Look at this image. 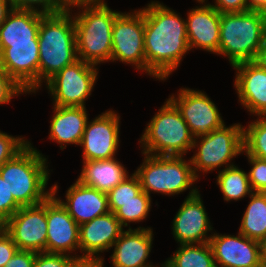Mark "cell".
Wrapping results in <instances>:
<instances>
[{
    "mask_svg": "<svg viewBox=\"0 0 266 267\" xmlns=\"http://www.w3.org/2000/svg\"><path fill=\"white\" fill-rule=\"evenodd\" d=\"M242 154L252 166L248 173L251 188L254 192L266 193V160L248 155L244 150Z\"/></svg>",
    "mask_w": 266,
    "mask_h": 267,
    "instance_id": "1f68e13d",
    "label": "cell"
},
{
    "mask_svg": "<svg viewBox=\"0 0 266 267\" xmlns=\"http://www.w3.org/2000/svg\"><path fill=\"white\" fill-rule=\"evenodd\" d=\"M27 94L2 69H0V105L9 104L11 99Z\"/></svg>",
    "mask_w": 266,
    "mask_h": 267,
    "instance_id": "8d00e7d4",
    "label": "cell"
},
{
    "mask_svg": "<svg viewBox=\"0 0 266 267\" xmlns=\"http://www.w3.org/2000/svg\"><path fill=\"white\" fill-rule=\"evenodd\" d=\"M143 162L134 171L143 191L150 197L151 193L175 196L189 189L187 197L198 192L194 184L198 178L193 172L190 158L186 156H153L146 153Z\"/></svg>",
    "mask_w": 266,
    "mask_h": 267,
    "instance_id": "8992f818",
    "label": "cell"
},
{
    "mask_svg": "<svg viewBox=\"0 0 266 267\" xmlns=\"http://www.w3.org/2000/svg\"><path fill=\"white\" fill-rule=\"evenodd\" d=\"M110 212H113L120 224L131 229L130 223H139L147 219L151 211L152 198L141 190L135 199L128 202H108Z\"/></svg>",
    "mask_w": 266,
    "mask_h": 267,
    "instance_id": "f1b7e54d",
    "label": "cell"
},
{
    "mask_svg": "<svg viewBox=\"0 0 266 267\" xmlns=\"http://www.w3.org/2000/svg\"><path fill=\"white\" fill-rule=\"evenodd\" d=\"M99 67L76 60L57 72L45 84L54 106L86 107L94 91Z\"/></svg>",
    "mask_w": 266,
    "mask_h": 267,
    "instance_id": "9c48e42d",
    "label": "cell"
},
{
    "mask_svg": "<svg viewBox=\"0 0 266 267\" xmlns=\"http://www.w3.org/2000/svg\"><path fill=\"white\" fill-rule=\"evenodd\" d=\"M80 175L76 180L87 187L108 193L121 183L129 172L116 157L107 160L83 161Z\"/></svg>",
    "mask_w": 266,
    "mask_h": 267,
    "instance_id": "d4e9b609",
    "label": "cell"
},
{
    "mask_svg": "<svg viewBox=\"0 0 266 267\" xmlns=\"http://www.w3.org/2000/svg\"><path fill=\"white\" fill-rule=\"evenodd\" d=\"M9 0H0V26L4 23L8 13L12 10Z\"/></svg>",
    "mask_w": 266,
    "mask_h": 267,
    "instance_id": "ee69618b",
    "label": "cell"
},
{
    "mask_svg": "<svg viewBox=\"0 0 266 267\" xmlns=\"http://www.w3.org/2000/svg\"><path fill=\"white\" fill-rule=\"evenodd\" d=\"M141 190L137 175L132 173L107 193L108 202H128L135 199Z\"/></svg>",
    "mask_w": 266,
    "mask_h": 267,
    "instance_id": "4dcf8cb0",
    "label": "cell"
},
{
    "mask_svg": "<svg viewBox=\"0 0 266 267\" xmlns=\"http://www.w3.org/2000/svg\"><path fill=\"white\" fill-rule=\"evenodd\" d=\"M185 198L172 221L175 241L178 244L209 243L214 232L201 194Z\"/></svg>",
    "mask_w": 266,
    "mask_h": 267,
    "instance_id": "2e32d148",
    "label": "cell"
},
{
    "mask_svg": "<svg viewBox=\"0 0 266 267\" xmlns=\"http://www.w3.org/2000/svg\"><path fill=\"white\" fill-rule=\"evenodd\" d=\"M143 15L146 74L166 81L191 51L185 19L155 0L143 7Z\"/></svg>",
    "mask_w": 266,
    "mask_h": 267,
    "instance_id": "6da1fadb",
    "label": "cell"
},
{
    "mask_svg": "<svg viewBox=\"0 0 266 267\" xmlns=\"http://www.w3.org/2000/svg\"><path fill=\"white\" fill-rule=\"evenodd\" d=\"M72 9L45 14L40 20L39 90L57 72L78 60Z\"/></svg>",
    "mask_w": 266,
    "mask_h": 267,
    "instance_id": "3957f363",
    "label": "cell"
},
{
    "mask_svg": "<svg viewBox=\"0 0 266 267\" xmlns=\"http://www.w3.org/2000/svg\"><path fill=\"white\" fill-rule=\"evenodd\" d=\"M211 5L220 13L248 11L247 0H214Z\"/></svg>",
    "mask_w": 266,
    "mask_h": 267,
    "instance_id": "f35d334b",
    "label": "cell"
},
{
    "mask_svg": "<svg viewBox=\"0 0 266 267\" xmlns=\"http://www.w3.org/2000/svg\"><path fill=\"white\" fill-rule=\"evenodd\" d=\"M40 152L29 142L0 167L1 177L21 207L42 203L52 194L51 187L47 189L52 170Z\"/></svg>",
    "mask_w": 266,
    "mask_h": 267,
    "instance_id": "7a4b0ae2",
    "label": "cell"
},
{
    "mask_svg": "<svg viewBox=\"0 0 266 267\" xmlns=\"http://www.w3.org/2000/svg\"><path fill=\"white\" fill-rule=\"evenodd\" d=\"M13 9L35 10L44 14L63 12L59 0H9Z\"/></svg>",
    "mask_w": 266,
    "mask_h": 267,
    "instance_id": "836d02e7",
    "label": "cell"
},
{
    "mask_svg": "<svg viewBox=\"0 0 266 267\" xmlns=\"http://www.w3.org/2000/svg\"><path fill=\"white\" fill-rule=\"evenodd\" d=\"M235 90L242 108L254 116L266 114V71L253 61L232 66Z\"/></svg>",
    "mask_w": 266,
    "mask_h": 267,
    "instance_id": "7402d4cb",
    "label": "cell"
},
{
    "mask_svg": "<svg viewBox=\"0 0 266 267\" xmlns=\"http://www.w3.org/2000/svg\"><path fill=\"white\" fill-rule=\"evenodd\" d=\"M247 9L266 15V0H247Z\"/></svg>",
    "mask_w": 266,
    "mask_h": 267,
    "instance_id": "7bdbcfd3",
    "label": "cell"
},
{
    "mask_svg": "<svg viewBox=\"0 0 266 267\" xmlns=\"http://www.w3.org/2000/svg\"><path fill=\"white\" fill-rule=\"evenodd\" d=\"M209 245L216 267H263L260 242L247 238L239 231L236 236L215 231Z\"/></svg>",
    "mask_w": 266,
    "mask_h": 267,
    "instance_id": "e0dca14e",
    "label": "cell"
},
{
    "mask_svg": "<svg viewBox=\"0 0 266 267\" xmlns=\"http://www.w3.org/2000/svg\"><path fill=\"white\" fill-rule=\"evenodd\" d=\"M144 129L138 141L141 153L185 156L192 149L193 135L180 111L169 99H166Z\"/></svg>",
    "mask_w": 266,
    "mask_h": 267,
    "instance_id": "52a82bcc",
    "label": "cell"
},
{
    "mask_svg": "<svg viewBox=\"0 0 266 267\" xmlns=\"http://www.w3.org/2000/svg\"><path fill=\"white\" fill-rule=\"evenodd\" d=\"M248 198L250 202L242 215L238 231L260 242L266 236V193L253 192Z\"/></svg>",
    "mask_w": 266,
    "mask_h": 267,
    "instance_id": "484cf974",
    "label": "cell"
},
{
    "mask_svg": "<svg viewBox=\"0 0 266 267\" xmlns=\"http://www.w3.org/2000/svg\"><path fill=\"white\" fill-rule=\"evenodd\" d=\"M120 115L107 110L86 123L83 138L82 161L107 160L116 157L120 146Z\"/></svg>",
    "mask_w": 266,
    "mask_h": 267,
    "instance_id": "4fadbf2b",
    "label": "cell"
},
{
    "mask_svg": "<svg viewBox=\"0 0 266 267\" xmlns=\"http://www.w3.org/2000/svg\"><path fill=\"white\" fill-rule=\"evenodd\" d=\"M49 126L51 141L64 150L67 145L80 146L89 119L86 107L54 106Z\"/></svg>",
    "mask_w": 266,
    "mask_h": 267,
    "instance_id": "603a6c76",
    "label": "cell"
},
{
    "mask_svg": "<svg viewBox=\"0 0 266 267\" xmlns=\"http://www.w3.org/2000/svg\"><path fill=\"white\" fill-rule=\"evenodd\" d=\"M159 267H216L209 243L179 244Z\"/></svg>",
    "mask_w": 266,
    "mask_h": 267,
    "instance_id": "4316f807",
    "label": "cell"
},
{
    "mask_svg": "<svg viewBox=\"0 0 266 267\" xmlns=\"http://www.w3.org/2000/svg\"><path fill=\"white\" fill-rule=\"evenodd\" d=\"M44 13L12 9L0 26V52L9 44L39 43L38 31Z\"/></svg>",
    "mask_w": 266,
    "mask_h": 267,
    "instance_id": "cb8c5ba5",
    "label": "cell"
},
{
    "mask_svg": "<svg viewBox=\"0 0 266 267\" xmlns=\"http://www.w3.org/2000/svg\"><path fill=\"white\" fill-rule=\"evenodd\" d=\"M130 64L146 73L143 7L121 12L113 23L111 62Z\"/></svg>",
    "mask_w": 266,
    "mask_h": 267,
    "instance_id": "30bf717a",
    "label": "cell"
},
{
    "mask_svg": "<svg viewBox=\"0 0 266 267\" xmlns=\"http://www.w3.org/2000/svg\"><path fill=\"white\" fill-rule=\"evenodd\" d=\"M261 261L263 267H266V236L260 241Z\"/></svg>",
    "mask_w": 266,
    "mask_h": 267,
    "instance_id": "bcb514c9",
    "label": "cell"
},
{
    "mask_svg": "<svg viewBox=\"0 0 266 267\" xmlns=\"http://www.w3.org/2000/svg\"><path fill=\"white\" fill-rule=\"evenodd\" d=\"M19 250L46 252V200L18 209L3 225Z\"/></svg>",
    "mask_w": 266,
    "mask_h": 267,
    "instance_id": "7c38bea8",
    "label": "cell"
},
{
    "mask_svg": "<svg viewBox=\"0 0 266 267\" xmlns=\"http://www.w3.org/2000/svg\"><path fill=\"white\" fill-rule=\"evenodd\" d=\"M36 252L18 250L5 267H33Z\"/></svg>",
    "mask_w": 266,
    "mask_h": 267,
    "instance_id": "ab89813d",
    "label": "cell"
},
{
    "mask_svg": "<svg viewBox=\"0 0 266 267\" xmlns=\"http://www.w3.org/2000/svg\"><path fill=\"white\" fill-rule=\"evenodd\" d=\"M243 127L244 151L251 156L266 160V114L256 116Z\"/></svg>",
    "mask_w": 266,
    "mask_h": 267,
    "instance_id": "f546056e",
    "label": "cell"
},
{
    "mask_svg": "<svg viewBox=\"0 0 266 267\" xmlns=\"http://www.w3.org/2000/svg\"><path fill=\"white\" fill-rule=\"evenodd\" d=\"M76 10L72 15L78 59L96 66L111 62L113 23L121 12L110 9L105 1Z\"/></svg>",
    "mask_w": 266,
    "mask_h": 267,
    "instance_id": "277c9868",
    "label": "cell"
},
{
    "mask_svg": "<svg viewBox=\"0 0 266 267\" xmlns=\"http://www.w3.org/2000/svg\"><path fill=\"white\" fill-rule=\"evenodd\" d=\"M124 230L113 212L79 225L81 260L104 262L100 254L109 252Z\"/></svg>",
    "mask_w": 266,
    "mask_h": 267,
    "instance_id": "ac0fdd59",
    "label": "cell"
},
{
    "mask_svg": "<svg viewBox=\"0 0 266 267\" xmlns=\"http://www.w3.org/2000/svg\"><path fill=\"white\" fill-rule=\"evenodd\" d=\"M2 69L27 94L39 90V43L9 44L0 52Z\"/></svg>",
    "mask_w": 266,
    "mask_h": 267,
    "instance_id": "5bb4252c",
    "label": "cell"
},
{
    "mask_svg": "<svg viewBox=\"0 0 266 267\" xmlns=\"http://www.w3.org/2000/svg\"><path fill=\"white\" fill-rule=\"evenodd\" d=\"M253 62L266 71V35Z\"/></svg>",
    "mask_w": 266,
    "mask_h": 267,
    "instance_id": "b9f144b4",
    "label": "cell"
},
{
    "mask_svg": "<svg viewBox=\"0 0 266 267\" xmlns=\"http://www.w3.org/2000/svg\"><path fill=\"white\" fill-rule=\"evenodd\" d=\"M76 261L67 254L40 252L35 256L33 267H71Z\"/></svg>",
    "mask_w": 266,
    "mask_h": 267,
    "instance_id": "e575fe53",
    "label": "cell"
},
{
    "mask_svg": "<svg viewBox=\"0 0 266 267\" xmlns=\"http://www.w3.org/2000/svg\"><path fill=\"white\" fill-rule=\"evenodd\" d=\"M60 4L66 9L70 10L81 5H95L104 2L105 0H59Z\"/></svg>",
    "mask_w": 266,
    "mask_h": 267,
    "instance_id": "60d3db41",
    "label": "cell"
},
{
    "mask_svg": "<svg viewBox=\"0 0 266 267\" xmlns=\"http://www.w3.org/2000/svg\"><path fill=\"white\" fill-rule=\"evenodd\" d=\"M218 55L232 66L253 61L266 35V15L257 11L220 13Z\"/></svg>",
    "mask_w": 266,
    "mask_h": 267,
    "instance_id": "5b68a950",
    "label": "cell"
},
{
    "mask_svg": "<svg viewBox=\"0 0 266 267\" xmlns=\"http://www.w3.org/2000/svg\"><path fill=\"white\" fill-rule=\"evenodd\" d=\"M196 1L201 6L189 9L185 19L189 48L218 55L220 12L208 0Z\"/></svg>",
    "mask_w": 266,
    "mask_h": 267,
    "instance_id": "d6986e66",
    "label": "cell"
},
{
    "mask_svg": "<svg viewBox=\"0 0 266 267\" xmlns=\"http://www.w3.org/2000/svg\"><path fill=\"white\" fill-rule=\"evenodd\" d=\"M20 208L0 175V226Z\"/></svg>",
    "mask_w": 266,
    "mask_h": 267,
    "instance_id": "d590c367",
    "label": "cell"
},
{
    "mask_svg": "<svg viewBox=\"0 0 266 267\" xmlns=\"http://www.w3.org/2000/svg\"><path fill=\"white\" fill-rule=\"evenodd\" d=\"M71 267H100L99 262L91 260L76 261Z\"/></svg>",
    "mask_w": 266,
    "mask_h": 267,
    "instance_id": "f6af8a7d",
    "label": "cell"
},
{
    "mask_svg": "<svg viewBox=\"0 0 266 267\" xmlns=\"http://www.w3.org/2000/svg\"><path fill=\"white\" fill-rule=\"evenodd\" d=\"M243 127L240 123L230 126H226L225 123L221 128L205 136L194 138L191 150L195 149V151L190 161L198 179L201 173L205 175L218 168L221 171L222 167L225 169L235 165L232 160L241 155L244 150Z\"/></svg>",
    "mask_w": 266,
    "mask_h": 267,
    "instance_id": "ba28073f",
    "label": "cell"
},
{
    "mask_svg": "<svg viewBox=\"0 0 266 267\" xmlns=\"http://www.w3.org/2000/svg\"><path fill=\"white\" fill-rule=\"evenodd\" d=\"M216 182L226 202L239 201L254 192L248 173L236 164L219 171Z\"/></svg>",
    "mask_w": 266,
    "mask_h": 267,
    "instance_id": "83f0119b",
    "label": "cell"
},
{
    "mask_svg": "<svg viewBox=\"0 0 266 267\" xmlns=\"http://www.w3.org/2000/svg\"><path fill=\"white\" fill-rule=\"evenodd\" d=\"M18 250L10 235L0 226V267H5Z\"/></svg>",
    "mask_w": 266,
    "mask_h": 267,
    "instance_id": "74e56055",
    "label": "cell"
},
{
    "mask_svg": "<svg viewBox=\"0 0 266 267\" xmlns=\"http://www.w3.org/2000/svg\"><path fill=\"white\" fill-rule=\"evenodd\" d=\"M153 236L152 227L124 230L112 246V267H158V264L154 265L148 260L153 248Z\"/></svg>",
    "mask_w": 266,
    "mask_h": 267,
    "instance_id": "44dd1931",
    "label": "cell"
},
{
    "mask_svg": "<svg viewBox=\"0 0 266 267\" xmlns=\"http://www.w3.org/2000/svg\"><path fill=\"white\" fill-rule=\"evenodd\" d=\"M99 264H100V267H105L104 265V262H99Z\"/></svg>",
    "mask_w": 266,
    "mask_h": 267,
    "instance_id": "7dc6e473",
    "label": "cell"
},
{
    "mask_svg": "<svg viewBox=\"0 0 266 267\" xmlns=\"http://www.w3.org/2000/svg\"><path fill=\"white\" fill-rule=\"evenodd\" d=\"M58 188L57 183L52 184V195L62 204L78 225L110 212L107 193L87 187L76 180L66 190L64 200L57 195Z\"/></svg>",
    "mask_w": 266,
    "mask_h": 267,
    "instance_id": "ffe728a7",
    "label": "cell"
},
{
    "mask_svg": "<svg viewBox=\"0 0 266 267\" xmlns=\"http://www.w3.org/2000/svg\"><path fill=\"white\" fill-rule=\"evenodd\" d=\"M176 93L168 99L180 111L193 138L205 136L225 124L217 105L206 92L184 87Z\"/></svg>",
    "mask_w": 266,
    "mask_h": 267,
    "instance_id": "8fae6325",
    "label": "cell"
},
{
    "mask_svg": "<svg viewBox=\"0 0 266 267\" xmlns=\"http://www.w3.org/2000/svg\"><path fill=\"white\" fill-rule=\"evenodd\" d=\"M30 141L0 130V167L19 153Z\"/></svg>",
    "mask_w": 266,
    "mask_h": 267,
    "instance_id": "d6a6232c",
    "label": "cell"
},
{
    "mask_svg": "<svg viewBox=\"0 0 266 267\" xmlns=\"http://www.w3.org/2000/svg\"><path fill=\"white\" fill-rule=\"evenodd\" d=\"M46 219V252L67 254L81 261L76 253H80L79 225L52 194L46 199Z\"/></svg>",
    "mask_w": 266,
    "mask_h": 267,
    "instance_id": "9a60e30c",
    "label": "cell"
}]
</instances>
